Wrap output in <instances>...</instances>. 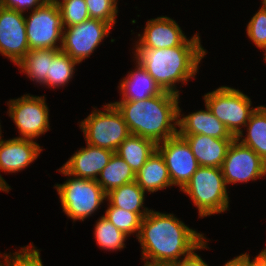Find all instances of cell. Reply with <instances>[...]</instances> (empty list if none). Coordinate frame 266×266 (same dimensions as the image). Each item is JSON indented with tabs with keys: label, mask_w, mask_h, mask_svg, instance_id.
<instances>
[{
	"label": "cell",
	"mask_w": 266,
	"mask_h": 266,
	"mask_svg": "<svg viewBox=\"0 0 266 266\" xmlns=\"http://www.w3.org/2000/svg\"><path fill=\"white\" fill-rule=\"evenodd\" d=\"M144 266H176L175 264H152L145 262Z\"/></svg>",
	"instance_id": "cell-38"
},
{
	"label": "cell",
	"mask_w": 266,
	"mask_h": 266,
	"mask_svg": "<svg viewBox=\"0 0 266 266\" xmlns=\"http://www.w3.org/2000/svg\"><path fill=\"white\" fill-rule=\"evenodd\" d=\"M60 49H33L30 50L24 58L17 64L25 72L28 78L38 84L46 83L49 75L50 62Z\"/></svg>",
	"instance_id": "cell-24"
},
{
	"label": "cell",
	"mask_w": 266,
	"mask_h": 266,
	"mask_svg": "<svg viewBox=\"0 0 266 266\" xmlns=\"http://www.w3.org/2000/svg\"><path fill=\"white\" fill-rule=\"evenodd\" d=\"M64 0L60 1V0H46V2L48 3H54L56 5H58L60 2H63Z\"/></svg>",
	"instance_id": "cell-39"
},
{
	"label": "cell",
	"mask_w": 266,
	"mask_h": 266,
	"mask_svg": "<svg viewBox=\"0 0 266 266\" xmlns=\"http://www.w3.org/2000/svg\"><path fill=\"white\" fill-rule=\"evenodd\" d=\"M146 23L143 35L138 34L140 39L136 42V47L151 49L177 47L188 39L178 23L170 17L161 16Z\"/></svg>",
	"instance_id": "cell-14"
},
{
	"label": "cell",
	"mask_w": 266,
	"mask_h": 266,
	"mask_svg": "<svg viewBox=\"0 0 266 266\" xmlns=\"http://www.w3.org/2000/svg\"><path fill=\"white\" fill-rule=\"evenodd\" d=\"M10 186L5 183L1 178H0V191H4L6 193H9Z\"/></svg>",
	"instance_id": "cell-37"
},
{
	"label": "cell",
	"mask_w": 266,
	"mask_h": 266,
	"mask_svg": "<svg viewBox=\"0 0 266 266\" xmlns=\"http://www.w3.org/2000/svg\"><path fill=\"white\" fill-rule=\"evenodd\" d=\"M58 7L64 28L90 19L85 0H64Z\"/></svg>",
	"instance_id": "cell-29"
},
{
	"label": "cell",
	"mask_w": 266,
	"mask_h": 266,
	"mask_svg": "<svg viewBox=\"0 0 266 266\" xmlns=\"http://www.w3.org/2000/svg\"><path fill=\"white\" fill-rule=\"evenodd\" d=\"M0 136V170L8 173L19 172L36 160L43 150L31 139L13 138L3 140ZM0 178L6 183L5 179Z\"/></svg>",
	"instance_id": "cell-15"
},
{
	"label": "cell",
	"mask_w": 266,
	"mask_h": 266,
	"mask_svg": "<svg viewBox=\"0 0 266 266\" xmlns=\"http://www.w3.org/2000/svg\"><path fill=\"white\" fill-rule=\"evenodd\" d=\"M7 105L8 115L21 135L18 138L34 140L49 130V108L44 96L24 94Z\"/></svg>",
	"instance_id": "cell-9"
},
{
	"label": "cell",
	"mask_w": 266,
	"mask_h": 266,
	"mask_svg": "<svg viewBox=\"0 0 266 266\" xmlns=\"http://www.w3.org/2000/svg\"><path fill=\"white\" fill-rule=\"evenodd\" d=\"M103 216L127 236L136 233L138 237L142 218L137 213L108 204Z\"/></svg>",
	"instance_id": "cell-28"
},
{
	"label": "cell",
	"mask_w": 266,
	"mask_h": 266,
	"mask_svg": "<svg viewBox=\"0 0 266 266\" xmlns=\"http://www.w3.org/2000/svg\"><path fill=\"white\" fill-rule=\"evenodd\" d=\"M58 171L69 176L63 184L54 186L63 212L73 221H84L106 200V193L96 180L71 177L62 167Z\"/></svg>",
	"instance_id": "cell-5"
},
{
	"label": "cell",
	"mask_w": 266,
	"mask_h": 266,
	"mask_svg": "<svg viewBox=\"0 0 266 266\" xmlns=\"http://www.w3.org/2000/svg\"><path fill=\"white\" fill-rule=\"evenodd\" d=\"M189 144L199 166L221 168L235 138H213L203 134H179Z\"/></svg>",
	"instance_id": "cell-17"
},
{
	"label": "cell",
	"mask_w": 266,
	"mask_h": 266,
	"mask_svg": "<svg viewBox=\"0 0 266 266\" xmlns=\"http://www.w3.org/2000/svg\"><path fill=\"white\" fill-rule=\"evenodd\" d=\"M76 64L79 63L60 50L50 62L49 75L44 85L50 88L66 85L73 78Z\"/></svg>",
	"instance_id": "cell-26"
},
{
	"label": "cell",
	"mask_w": 266,
	"mask_h": 266,
	"mask_svg": "<svg viewBox=\"0 0 266 266\" xmlns=\"http://www.w3.org/2000/svg\"><path fill=\"white\" fill-rule=\"evenodd\" d=\"M157 149V144L148 138L130 134L115 153L127 162L136 173Z\"/></svg>",
	"instance_id": "cell-22"
},
{
	"label": "cell",
	"mask_w": 266,
	"mask_h": 266,
	"mask_svg": "<svg viewBox=\"0 0 266 266\" xmlns=\"http://www.w3.org/2000/svg\"><path fill=\"white\" fill-rule=\"evenodd\" d=\"M113 26L107 22L90 18L63 30L61 51L79 64L90 57Z\"/></svg>",
	"instance_id": "cell-10"
},
{
	"label": "cell",
	"mask_w": 266,
	"mask_h": 266,
	"mask_svg": "<svg viewBox=\"0 0 266 266\" xmlns=\"http://www.w3.org/2000/svg\"><path fill=\"white\" fill-rule=\"evenodd\" d=\"M226 186L266 176V162L251 148L234 139L221 166Z\"/></svg>",
	"instance_id": "cell-11"
},
{
	"label": "cell",
	"mask_w": 266,
	"mask_h": 266,
	"mask_svg": "<svg viewBox=\"0 0 266 266\" xmlns=\"http://www.w3.org/2000/svg\"><path fill=\"white\" fill-rule=\"evenodd\" d=\"M5 266H43L39 249L32 243L19 251L6 255Z\"/></svg>",
	"instance_id": "cell-31"
},
{
	"label": "cell",
	"mask_w": 266,
	"mask_h": 266,
	"mask_svg": "<svg viewBox=\"0 0 266 266\" xmlns=\"http://www.w3.org/2000/svg\"><path fill=\"white\" fill-rule=\"evenodd\" d=\"M145 191L136 181L123 184L106 193V199L113 207L123 208L133 213H137L141 218L145 217L151 209L143 204L145 201ZM145 207V208H144Z\"/></svg>",
	"instance_id": "cell-21"
},
{
	"label": "cell",
	"mask_w": 266,
	"mask_h": 266,
	"mask_svg": "<svg viewBox=\"0 0 266 266\" xmlns=\"http://www.w3.org/2000/svg\"><path fill=\"white\" fill-rule=\"evenodd\" d=\"M245 127L246 136L243 138L244 134H239L235 139L254 150L266 162V106H257Z\"/></svg>",
	"instance_id": "cell-23"
},
{
	"label": "cell",
	"mask_w": 266,
	"mask_h": 266,
	"mask_svg": "<svg viewBox=\"0 0 266 266\" xmlns=\"http://www.w3.org/2000/svg\"><path fill=\"white\" fill-rule=\"evenodd\" d=\"M157 150L165 160L172 186H179L181 191L200 167L188 142L177 134L158 143Z\"/></svg>",
	"instance_id": "cell-12"
},
{
	"label": "cell",
	"mask_w": 266,
	"mask_h": 266,
	"mask_svg": "<svg viewBox=\"0 0 266 266\" xmlns=\"http://www.w3.org/2000/svg\"><path fill=\"white\" fill-rule=\"evenodd\" d=\"M264 60H265V62H266V50L264 51Z\"/></svg>",
	"instance_id": "cell-42"
},
{
	"label": "cell",
	"mask_w": 266,
	"mask_h": 266,
	"mask_svg": "<svg viewBox=\"0 0 266 266\" xmlns=\"http://www.w3.org/2000/svg\"><path fill=\"white\" fill-rule=\"evenodd\" d=\"M135 181L145 192L148 191L150 194L172 186L165 160L157 149L135 173Z\"/></svg>",
	"instance_id": "cell-20"
},
{
	"label": "cell",
	"mask_w": 266,
	"mask_h": 266,
	"mask_svg": "<svg viewBox=\"0 0 266 266\" xmlns=\"http://www.w3.org/2000/svg\"><path fill=\"white\" fill-rule=\"evenodd\" d=\"M247 35L260 49L266 50V9L261 6L247 25Z\"/></svg>",
	"instance_id": "cell-32"
},
{
	"label": "cell",
	"mask_w": 266,
	"mask_h": 266,
	"mask_svg": "<svg viewBox=\"0 0 266 266\" xmlns=\"http://www.w3.org/2000/svg\"><path fill=\"white\" fill-rule=\"evenodd\" d=\"M262 7H264L266 9V0L262 1Z\"/></svg>",
	"instance_id": "cell-41"
},
{
	"label": "cell",
	"mask_w": 266,
	"mask_h": 266,
	"mask_svg": "<svg viewBox=\"0 0 266 266\" xmlns=\"http://www.w3.org/2000/svg\"><path fill=\"white\" fill-rule=\"evenodd\" d=\"M6 255L7 254H4L3 256H1V253H0V257H2L3 259H6ZM1 262H3V261L0 260V266H5V263L3 264Z\"/></svg>",
	"instance_id": "cell-40"
},
{
	"label": "cell",
	"mask_w": 266,
	"mask_h": 266,
	"mask_svg": "<svg viewBox=\"0 0 266 266\" xmlns=\"http://www.w3.org/2000/svg\"><path fill=\"white\" fill-rule=\"evenodd\" d=\"M224 266H243V254L228 261Z\"/></svg>",
	"instance_id": "cell-36"
},
{
	"label": "cell",
	"mask_w": 266,
	"mask_h": 266,
	"mask_svg": "<svg viewBox=\"0 0 266 266\" xmlns=\"http://www.w3.org/2000/svg\"><path fill=\"white\" fill-rule=\"evenodd\" d=\"M203 97L205 105L235 138L243 134L241 127L246 126L257 108H251V99L243 92L227 86H221Z\"/></svg>",
	"instance_id": "cell-7"
},
{
	"label": "cell",
	"mask_w": 266,
	"mask_h": 266,
	"mask_svg": "<svg viewBox=\"0 0 266 266\" xmlns=\"http://www.w3.org/2000/svg\"><path fill=\"white\" fill-rule=\"evenodd\" d=\"M195 251L196 250H194L188 256L182 258V260L178 263H175V265L176 266H208V264H206L204 260H202V258L199 255H197V253H195Z\"/></svg>",
	"instance_id": "cell-34"
},
{
	"label": "cell",
	"mask_w": 266,
	"mask_h": 266,
	"mask_svg": "<svg viewBox=\"0 0 266 266\" xmlns=\"http://www.w3.org/2000/svg\"><path fill=\"white\" fill-rule=\"evenodd\" d=\"M29 14L25 17L29 49H61L64 27L58 5L45 2Z\"/></svg>",
	"instance_id": "cell-8"
},
{
	"label": "cell",
	"mask_w": 266,
	"mask_h": 266,
	"mask_svg": "<svg viewBox=\"0 0 266 266\" xmlns=\"http://www.w3.org/2000/svg\"><path fill=\"white\" fill-rule=\"evenodd\" d=\"M104 110L106 112L94 109L79 126L87 144L115 152L131 133L112 102L106 104Z\"/></svg>",
	"instance_id": "cell-6"
},
{
	"label": "cell",
	"mask_w": 266,
	"mask_h": 266,
	"mask_svg": "<svg viewBox=\"0 0 266 266\" xmlns=\"http://www.w3.org/2000/svg\"><path fill=\"white\" fill-rule=\"evenodd\" d=\"M99 177L96 180L97 183L105 193H108L114 188L135 181V172L124 159L114 153L109 163L100 172Z\"/></svg>",
	"instance_id": "cell-25"
},
{
	"label": "cell",
	"mask_w": 266,
	"mask_h": 266,
	"mask_svg": "<svg viewBox=\"0 0 266 266\" xmlns=\"http://www.w3.org/2000/svg\"><path fill=\"white\" fill-rule=\"evenodd\" d=\"M115 152L87 144L76 151L62 168L71 176L97 180Z\"/></svg>",
	"instance_id": "cell-16"
},
{
	"label": "cell",
	"mask_w": 266,
	"mask_h": 266,
	"mask_svg": "<svg viewBox=\"0 0 266 266\" xmlns=\"http://www.w3.org/2000/svg\"><path fill=\"white\" fill-rule=\"evenodd\" d=\"M137 239L142 260L152 264H175L194 250L208 248L204 235L186 226L173 213L153 210L142 218Z\"/></svg>",
	"instance_id": "cell-1"
},
{
	"label": "cell",
	"mask_w": 266,
	"mask_h": 266,
	"mask_svg": "<svg viewBox=\"0 0 266 266\" xmlns=\"http://www.w3.org/2000/svg\"><path fill=\"white\" fill-rule=\"evenodd\" d=\"M94 235L98 246L101 249H106V251L125 248L124 242L126 241V237H128L104 216H101L100 219L96 221Z\"/></svg>",
	"instance_id": "cell-27"
},
{
	"label": "cell",
	"mask_w": 266,
	"mask_h": 266,
	"mask_svg": "<svg viewBox=\"0 0 266 266\" xmlns=\"http://www.w3.org/2000/svg\"><path fill=\"white\" fill-rule=\"evenodd\" d=\"M205 110L193 112L187 116L181 115L178 107V134H203L213 138H235L225 125L205 105ZM180 116H183L180 118Z\"/></svg>",
	"instance_id": "cell-18"
},
{
	"label": "cell",
	"mask_w": 266,
	"mask_h": 266,
	"mask_svg": "<svg viewBox=\"0 0 266 266\" xmlns=\"http://www.w3.org/2000/svg\"><path fill=\"white\" fill-rule=\"evenodd\" d=\"M226 187L221 168L200 166L181 191L190 196L202 218L228 210Z\"/></svg>",
	"instance_id": "cell-4"
},
{
	"label": "cell",
	"mask_w": 266,
	"mask_h": 266,
	"mask_svg": "<svg viewBox=\"0 0 266 266\" xmlns=\"http://www.w3.org/2000/svg\"><path fill=\"white\" fill-rule=\"evenodd\" d=\"M243 266H266V248L263 249L252 261L249 254H243Z\"/></svg>",
	"instance_id": "cell-35"
},
{
	"label": "cell",
	"mask_w": 266,
	"mask_h": 266,
	"mask_svg": "<svg viewBox=\"0 0 266 266\" xmlns=\"http://www.w3.org/2000/svg\"><path fill=\"white\" fill-rule=\"evenodd\" d=\"M118 0H85L90 18L111 24L116 23L118 15Z\"/></svg>",
	"instance_id": "cell-30"
},
{
	"label": "cell",
	"mask_w": 266,
	"mask_h": 266,
	"mask_svg": "<svg viewBox=\"0 0 266 266\" xmlns=\"http://www.w3.org/2000/svg\"><path fill=\"white\" fill-rule=\"evenodd\" d=\"M30 51L25 15L0 5V53L16 65Z\"/></svg>",
	"instance_id": "cell-13"
},
{
	"label": "cell",
	"mask_w": 266,
	"mask_h": 266,
	"mask_svg": "<svg viewBox=\"0 0 266 266\" xmlns=\"http://www.w3.org/2000/svg\"><path fill=\"white\" fill-rule=\"evenodd\" d=\"M46 0H1V6L6 9L15 10L17 12L24 13L41 7ZM28 9V10H27Z\"/></svg>",
	"instance_id": "cell-33"
},
{
	"label": "cell",
	"mask_w": 266,
	"mask_h": 266,
	"mask_svg": "<svg viewBox=\"0 0 266 266\" xmlns=\"http://www.w3.org/2000/svg\"><path fill=\"white\" fill-rule=\"evenodd\" d=\"M134 58L153 77L163 91L180 95L176 83L182 84L194 78L199 64L206 54L199 33L187 39L181 46L151 49L135 47Z\"/></svg>",
	"instance_id": "cell-2"
},
{
	"label": "cell",
	"mask_w": 266,
	"mask_h": 266,
	"mask_svg": "<svg viewBox=\"0 0 266 266\" xmlns=\"http://www.w3.org/2000/svg\"><path fill=\"white\" fill-rule=\"evenodd\" d=\"M137 65L119 83L121 91V101H139L159 95L163 92L153 77L146 69L136 61Z\"/></svg>",
	"instance_id": "cell-19"
},
{
	"label": "cell",
	"mask_w": 266,
	"mask_h": 266,
	"mask_svg": "<svg viewBox=\"0 0 266 266\" xmlns=\"http://www.w3.org/2000/svg\"><path fill=\"white\" fill-rule=\"evenodd\" d=\"M122 114L131 134L156 144L178 134L179 95L163 91L139 101L113 102Z\"/></svg>",
	"instance_id": "cell-3"
}]
</instances>
